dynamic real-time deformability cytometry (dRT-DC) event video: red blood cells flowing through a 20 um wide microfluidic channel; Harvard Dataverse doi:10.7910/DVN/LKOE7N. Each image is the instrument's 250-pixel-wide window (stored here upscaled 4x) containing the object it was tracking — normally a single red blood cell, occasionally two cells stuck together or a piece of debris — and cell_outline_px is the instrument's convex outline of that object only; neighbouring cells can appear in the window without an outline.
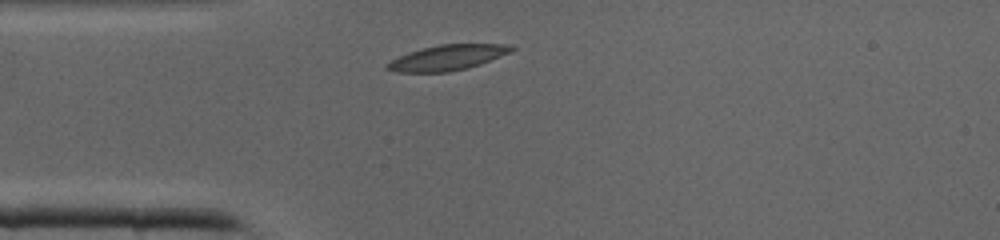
{"species": "common noctule bat (a hibernating species)", "species_latin": "Nyctalus noctula", "temperature_condition": "cold", "stored_images_in_passage": 28, "camera_frame_rate_fps": 3000, "um_per_image_px": 0.085, "animal": {"sex": "male", "body_mass_g": 19.0, "forearm_length_mm": 50.8}, "frame": {"image": 1, "passage_image": 1, "time_ms": 0.0, "image_size_px": [1000, 240], "cell_outline_px": [[516, 48], [512, 52], [480, 64], [468, 68], [448, 72], [396, 72], [384, 68], [384, 64], [408, 52], [440, 44], [512, 44]], "centroid_in_image_um": [38.06, 4.9], "position_along_channel_um": 46.9, "area_um2": 18.44}}
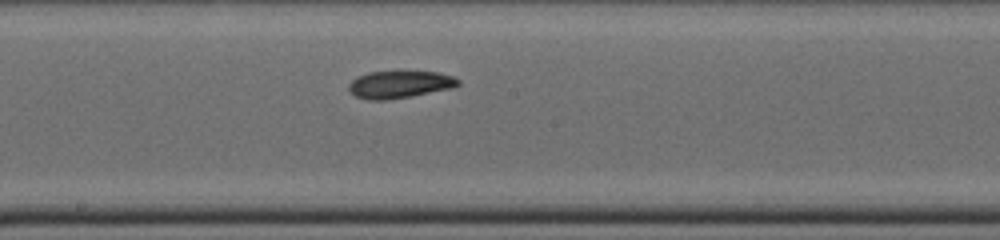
{"frame": {"image": 2, "passage_image": 12, "time_ms": 3.667, "image_size_px": [1000, 240], "cell_outline_px": [[460, 84], [452, 88], [408, 96], [384, 100], [368, 100], [356, 96], [348, 88], [348, 84], [356, 76], [368, 72], [440, 72], [452, 76], [460, 80]], "centroid_in_image_um": [33.95, 7.17], "position_along_channel_um": 214.2, "area_um2": 17.17}}
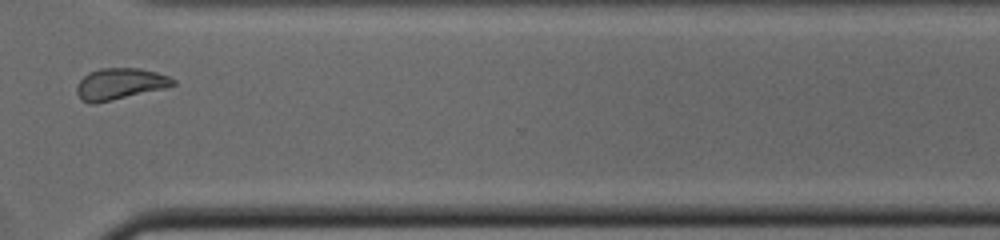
{"frame": {"image": 3, "passage_image": 21, "time_ms": 6.667, "image_size_px": [1000, 240], "cell_outline_px": [[176, 84], [164, 88], [96, 104], [88, 104], [80, 100], [76, 92], [76, 88], [80, 80], [88, 72], [100, 68], [140, 68], [156, 72], [168, 76], [176, 80]], "centroid_in_image_um": [10.15, 7.14], "position_along_channel_um": 360.4, "area_um2": 17.74}}